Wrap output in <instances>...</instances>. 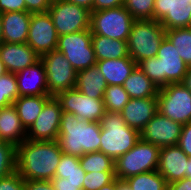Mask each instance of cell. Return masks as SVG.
<instances>
[{
    "label": "cell",
    "mask_w": 191,
    "mask_h": 190,
    "mask_svg": "<svg viewBox=\"0 0 191 190\" xmlns=\"http://www.w3.org/2000/svg\"><path fill=\"white\" fill-rule=\"evenodd\" d=\"M62 154L58 141L26 139L16 147V171L23 179L51 181Z\"/></svg>",
    "instance_id": "cell-1"
},
{
    "label": "cell",
    "mask_w": 191,
    "mask_h": 190,
    "mask_svg": "<svg viewBox=\"0 0 191 190\" xmlns=\"http://www.w3.org/2000/svg\"><path fill=\"white\" fill-rule=\"evenodd\" d=\"M101 127L99 122L79 119L76 115L62 112L58 142L64 154L77 157L100 151Z\"/></svg>",
    "instance_id": "cell-2"
},
{
    "label": "cell",
    "mask_w": 191,
    "mask_h": 190,
    "mask_svg": "<svg viewBox=\"0 0 191 190\" xmlns=\"http://www.w3.org/2000/svg\"><path fill=\"white\" fill-rule=\"evenodd\" d=\"M137 67L158 89L171 83H182L188 70L176 47L166 37L158 49L157 56L144 59Z\"/></svg>",
    "instance_id": "cell-3"
},
{
    "label": "cell",
    "mask_w": 191,
    "mask_h": 190,
    "mask_svg": "<svg viewBox=\"0 0 191 190\" xmlns=\"http://www.w3.org/2000/svg\"><path fill=\"white\" fill-rule=\"evenodd\" d=\"M101 127L100 152L116 161L134 147L140 133L126 125L121 113L106 111L99 121Z\"/></svg>",
    "instance_id": "cell-4"
},
{
    "label": "cell",
    "mask_w": 191,
    "mask_h": 190,
    "mask_svg": "<svg viewBox=\"0 0 191 190\" xmlns=\"http://www.w3.org/2000/svg\"><path fill=\"white\" fill-rule=\"evenodd\" d=\"M166 29L155 20H135L127 41L129 56L138 64L156 57Z\"/></svg>",
    "instance_id": "cell-5"
},
{
    "label": "cell",
    "mask_w": 191,
    "mask_h": 190,
    "mask_svg": "<svg viewBox=\"0 0 191 190\" xmlns=\"http://www.w3.org/2000/svg\"><path fill=\"white\" fill-rule=\"evenodd\" d=\"M159 152L160 147L140 138L133 148L115 161V178L125 180L140 173L157 170Z\"/></svg>",
    "instance_id": "cell-6"
},
{
    "label": "cell",
    "mask_w": 191,
    "mask_h": 190,
    "mask_svg": "<svg viewBox=\"0 0 191 190\" xmlns=\"http://www.w3.org/2000/svg\"><path fill=\"white\" fill-rule=\"evenodd\" d=\"M134 21L135 19L124 6L92 11L90 30L92 35L128 41Z\"/></svg>",
    "instance_id": "cell-7"
},
{
    "label": "cell",
    "mask_w": 191,
    "mask_h": 190,
    "mask_svg": "<svg viewBox=\"0 0 191 190\" xmlns=\"http://www.w3.org/2000/svg\"><path fill=\"white\" fill-rule=\"evenodd\" d=\"M56 50L66 57L77 72L97 63L91 30L59 36Z\"/></svg>",
    "instance_id": "cell-8"
},
{
    "label": "cell",
    "mask_w": 191,
    "mask_h": 190,
    "mask_svg": "<svg viewBox=\"0 0 191 190\" xmlns=\"http://www.w3.org/2000/svg\"><path fill=\"white\" fill-rule=\"evenodd\" d=\"M158 112L182 125L191 122V92L182 83H171L158 90Z\"/></svg>",
    "instance_id": "cell-9"
},
{
    "label": "cell",
    "mask_w": 191,
    "mask_h": 190,
    "mask_svg": "<svg viewBox=\"0 0 191 190\" xmlns=\"http://www.w3.org/2000/svg\"><path fill=\"white\" fill-rule=\"evenodd\" d=\"M58 36L90 30L91 11L65 0H52L48 10Z\"/></svg>",
    "instance_id": "cell-10"
},
{
    "label": "cell",
    "mask_w": 191,
    "mask_h": 190,
    "mask_svg": "<svg viewBox=\"0 0 191 190\" xmlns=\"http://www.w3.org/2000/svg\"><path fill=\"white\" fill-rule=\"evenodd\" d=\"M40 60L45 67L50 96H56L60 92L75 88L77 71L61 52L53 50L42 55Z\"/></svg>",
    "instance_id": "cell-11"
},
{
    "label": "cell",
    "mask_w": 191,
    "mask_h": 190,
    "mask_svg": "<svg viewBox=\"0 0 191 190\" xmlns=\"http://www.w3.org/2000/svg\"><path fill=\"white\" fill-rule=\"evenodd\" d=\"M62 112L76 115L79 119L99 122L106 112L103 99L89 98L76 88L58 93Z\"/></svg>",
    "instance_id": "cell-12"
},
{
    "label": "cell",
    "mask_w": 191,
    "mask_h": 190,
    "mask_svg": "<svg viewBox=\"0 0 191 190\" xmlns=\"http://www.w3.org/2000/svg\"><path fill=\"white\" fill-rule=\"evenodd\" d=\"M58 34L49 12L31 13L26 43L41 57L57 48Z\"/></svg>",
    "instance_id": "cell-13"
},
{
    "label": "cell",
    "mask_w": 191,
    "mask_h": 190,
    "mask_svg": "<svg viewBox=\"0 0 191 190\" xmlns=\"http://www.w3.org/2000/svg\"><path fill=\"white\" fill-rule=\"evenodd\" d=\"M62 109L60 102L52 96L44 105L38 118L27 130V139L33 141H57Z\"/></svg>",
    "instance_id": "cell-14"
},
{
    "label": "cell",
    "mask_w": 191,
    "mask_h": 190,
    "mask_svg": "<svg viewBox=\"0 0 191 190\" xmlns=\"http://www.w3.org/2000/svg\"><path fill=\"white\" fill-rule=\"evenodd\" d=\"M183 125L157 112L140 132V138L160 148L178 145Z\"/></svg>",
    "instance_id": "cell-15"
},
{
    "label": "cell",
    "mask_w": 191,
    "mask_h": 190,
    "mask_svg": "<svg viewBox=\"0 0 191 190\" xmlns=\"http://www.w3.org/2000/svg\"><path fill=\"white\" fill-rule=\"evenodd\" d=\"M153 20L166 30L191 26L189 0H154Z\"/></svg>",
    "instance_id": "cell-16"
},
{
    "label": "cell",
    "mask_w": 191,
    "mask_h": 190,
    "mask_svg": "<svg viewBox=\"0 0 191 190\" xmlns=\"http://www.w3.org/2000/svg\"><path fill=\"white\" fill-rule=\"evenodd\" d=\"M189 157L178 145L160 148L157 171L168 184L186 177Z\"/></svg>",
    "instance_id": "cell-17"
},
{
    "label": "cell",
    "mask_w": 191,
    "mask_h": 190,
    "mask_svg": "<svg viewBox=\"0 0 191 190\" xmlns=\"http://www.w3.org/2000/svg\"><path fill=\"white\" fill-rule=\"evenodd\" d=\"M0 59L7 72L18 73L26 67L34 65L40 56L27 43L0 44Z\"/></svg>",
    "instance_id": "cell-18"
},
{
    "label": "cell",
    "mask_w": 191,
    "mask_h": 190,
    "mask_svg": "<svg viewBox=\"0 0 191 190\" xmlns=\"http://www.w3.org/2000/svg\"><path fill=\"white\" fill-rule=\"evenodd\" d=\"M157 112V97H148L130 98L120 113L126 125L140 133Z\"/></svg>",
    "instance_id": "cell-19"
},
{
    "label": "cell",
    "mask_w": 191,
    "mask_h": 190,
    "mask_svg": "<svg viewBox=\"0 0 191 190\" xmlns=\"http://www.w3.org/2000/svg\"><path fill=\"white\" fill-rule=\"evenodd\" d=\"M19 96L49 95L44 64L41 60L15 74Z\"/></svg>",
    "instance_id": "cell-20"
},
{
    "label": "cell",
    "mask_w": 191,
    "mask_h": 190,
    "mask_svg": "<svg viewBox=\"0 0 191 190\" xmlns=\"http://www.w3.org/2000/svg\"><path fill=\"white\" fill-rule=\"evenodd\" d=\"M0 17L3 42L26 43L31 13L27 11H13L0 13Z\"/></svg>",
    "instance_id": "cell-21"
},
{
    "label": "cell",
    "mask_w": 191,
    "mask_h": 190,
    "mask_svg": "<svg viewBox=\"0 0 191 190\" xmlns=\"http://www.w3.org/2000/svg\"><path fill=\"white\" fill-rule=\"evenodd\" d=\"M26 139L27 131L13 104L2 108L0 112V141L11 143L17 147Z\"/></svg>",
    "instance_id": "cell-22"
},
{
    "label": "cell",
    "mask_w": 191,
    "mask_h": 190,
    "mask_svg": "<svg viewBox=\"0 0 191 190\" xmlns=\"http://www.w3.org/2000/svg\"><path fill=\"white\" fill-rule=\"evenodd\" d=\"M96 65L105 77L107 85L121 86L137 67V63L131 57L97 61Z\"/></svg>",
    "instance_id": "cell-23"
},
{
    "label": "cell",
    "mask_w": 191,
    "mask_h": 190,
    "mask_svg": "<svg viewBox=\"0 0 191 190\" xmlns=\"http://www.w3.org/2000/svg\"><path fill=\"white\" fill-rule=\"evenodd\" d=\"M75 88L94 99H103L107 83L97 65L77 72Z\"/></svg>",
    "instance_id": "cell-24"
},
{
    "label": "cell",
    "mask_w": 191,
    "mask_h": 190,
    "mask_svg": "<svg viewBox=\"0 0 191 190\" xmlns=\"http://www.w3.org/2000/svg\"><path fill=\"white\" fill-rule=\"evenodd\" d=\"M85 171L80 165V159L77 156L62 154L57 166L52 183L82 185L85 177Z\"/></svg>",
    "instance_id": "cell-25"
},
{
    "label": "cell",
    "mask_w": 191,
    "mask_h": 190,
    "mask_svg": "<svg viewBox=\"0 0 191 190\" xmlns=\"http://www.w3.org/2000/svg\"><path fill=\"white\" fill-rule=\"evenodd\" d=\"M50 95L19 96L13 103L21 123L27 131L43 110L45 103L51 98Z\"/></svg>",
    "instance_id": "cell-26"
},
{
    "label": "cell",
    "mask_w": 191,
    "mask_h": 190,
    "mask_svg": "<svg viewBox=\"0 0 191 190\" xmlns=\"http://www.w3.org/2000/svg\"><path fill=\"white\" fill-rule=\"evenodd\" d=\"M92 45L97 61L130 57L127 41L92 35Z\"/></svg>",
    "instance_id": "cell-27"
},
{
    "label": "cell",
    "mask_w": 191,
    "mask_h": 190,
    "mask_svg": "<svg viewBox=\"0 0 191 190\" xmlns=\"http://www.w3.org/2000/svg\"><path fill=\"white\" fill-rule=\"evenodd\" d=\"M122 86L129 97L135 99L157 97L159 90L138 67L128 76Z\"/></svg>",
    "instance_id": "cell-28"
},
{
    "label": "cell",
    "mask_w": 191,
    "mask_h": 190,
    "mask_svg": "<svg viewBox=\"0 0 191 190\" xmlns=\"http://www.w3.org/2000/svg\"><path fill=\"white\" fill-rule=\"evenodd\" d=\"M131 190H168V183L157 171L140 173L124 180Z\"/></svg>",
    "instance_id": "cell-29"
},
{
    "label": "cell",
    "mask_w": 191,
    "mask_h": 190,
    "mask_svg": "<svg viewBox=\"0 0 191 190\" xmlns=\"http://www.w3.org/2000/svg\"><path fill=\"white\" fill-rule=\"evenodd\" d=\"M166 38L176 47L186 65L191 67V26L166 30Z\"/></svg>",
    "instance_id": "cell-30"
},
{
    "label": "cell",
    "mask_w": 191,
    "mask_h": 190,
    "mask_svg": "<svg viewBox=\"0 0 191 190\" xmlns=\"http://www.w3.org/2000/svg\"><path fill=\"white\" fill-rule=\"evenodd\" d=\"M80 165L87 172H115V161L103 152L85 153L79 157Z\"/></svg>",
    "instance_id": "cell-31"
},
{
    "label": "cell",
    "mask_w": 191,
    "mask_h": 190,
    "mask_svg": "<svg viewBox=\"0 0 191 190\" xmlns=\"http://www.w3.org/2000/svg\"><path fill=\"white\" fill-rule=\"evenodd\" d=\"M130 97L121 85H107L103 103L108 112L120 113Z\"/></svg>",
    "instance_id": "cell-32"
},
{
    "label": "cell",
    "mask_w": 191,
    "mask_h": 190,
    "mask_svg": "<svg viewBox=\"0 0 191 190\" xmlns=\"http://www.w3.org/2000/svg\"><path fill=\"white\" fill-rule=\"evenodd\" d=\"M19 97L17 79L14 73L0 76V107L10 106Z\"/></svg>",
    "instance_id": "cell-33"
},
{
    "label": "cell",
    "mask_w": 191,
    "mask_h": 190,
    "mask_svg": "<svg viewBox=\"0 0 191 190\" xmlns=\"http://www.w3.org/2000/svg\"><path fill=\"white\" fill-rule=\"evenodd\" d=\"M123 6L135 20H153L154 0H124Z\"/></svg>",
    "instance_id": "cell-34"
},
{
    "label": "cell",
    "mask_w": 191,
    "mask_h": 190,
    "mask_svg": "<svg viewBox=\"0 0 191 190\" xmlns=\"http://www.w3.org/2000/svg\"><path fill=\"white\" fill-rule=\"evenodd\" d=\"M16 146L0 141V179L16 171Z\"/></svg>",
    "instance_id": "cell-35"
},
{
    "label": "cell",
    "mask_w": 191,
    "mask_h": 190,
    "mask_svg": "<svg viewBox=\"0 0 191 190\" xmlns=\"http://www.w3.org/2000/svg\"><path fill=\"white\" fill-rule=\"evenodd\" d=\"M115 179V172H87L82 184L83 190H98Z\"/></svg>",
    "instance_id": "cell-36"
},
{
    "label": "cell",
    "mask_w": 191,
    "mask_h": 190,
    "mask_svg": "<svg viewBox=\"0 0 191 190\" xmlns=\"http://www.w3.org/2000/svg\"><path fill=\"white\" fill-rule=\"evenodd\" d=\"M0 190H24V179L14 171L0 179Z\"/></svg>",
    "instance_id": "cell-37"
},
{
    "label": "cell",
    "mask_w": 191,
    "mask_h": 190,
    "mask_svg": "<svg viewBox=\"0 0 191 190\" xmlns=\"http://www.w3.org/2000/svg\"><path fill=\"white\" fill-rule=\"evenodd\" d=\"M178 146L188 157L191 158V122L183 125Z\"/></svg>",
    "instance_id": "cell-38"
},
{
    "label": "cell",
    "mask_w": 191,
    "mask_h": 190,
    "mask_svg": "<svg viewBox=\"0 0 191 190\" xmlns=\"http://www.w3.org/2000/svg\"><path fill=\"white\" fill-rule=\"evenodd\" d=\"M26 11L25 0H0V13Z\"/></svg>",
    "instance_id": "cell-39"
},
{
    "label": "cell",
    "mask_w": 191,
    "mask_h": 190,
    "mask_svg": "<svg viewBox=\"0 0 191 190\" xmlns=\"http://www.w3.org/2000/svg\"><path fill=\"white\" fill-rule=\"evenodd\" d=\"M52 0H25L26 11L30 13L47 12Z\"/></svg>",
    "instance_id": "cell-40"
},
{
    "label": "cell",
    "mask_w": 191,
    "mask_h": 190,
    "mask_svg": "<svg viewBox=\"0 0 191 190\" xmlns=\"http://www.w3.org/2000/svg\"><path fill=\"white\" fill-rule=\"evenodd\" d=\"M24 190H55L51 181L24 179Z\"/></svg>",
    "instance_id": "cell-41"
},
{
    "label": "cell",
    "mask_w": 191,
    "mask_h": 190,
    "mask_svg": "<svg viewBox=\"0 0 191 190\" xmlns=\"http://www.w3.org/2000/svg\"><path fill=\"white\" fill-rule=\"evenodd\" d=\"M124 5V0H94L93 11L117 8Z\"/></svg>",
    "instance_id": "cell-42"
},
{
    "label": "cell",
    "mask_w": 191,
    "mask_h": 190,
    "mask_svg": "<svg viewBox=\"0 0 191 190\" xmlns=\"http://www.w3.org/2000/svg\"><path fill=\"white\" fill-rule=\"evenodd\" d=\"M168 190H191V178L184 177L182 180L168 184Z\"/></svg>",
    "instance_id": "cell-43"
},
{
    "label": "cell",
    "mask_w": 191,
    "mask_h": 190,
    "mask_svg": "<svg viewBox=\"0 0 191 190\" xmlns=\"http://www.w3.org/2000/svg\"><path fill=\"white\" fill-rule=\"evenodd\" d=\"M65 1L85 7L86 9H88L91 12L93 11L94 0H65Z\"/></svg>",
    "instance_id": "cell-44"
},
{
    "label": "cell",
    "mask_w": 191,
    "mask_h": 190,
    "mask_svg": "<svg viewBox=\"0 0 191 190\" xmlns=\"http://www.w3.org/2000/svg\"><path fill=\"white\" fill-rule=\"evenodd\" d=\"M55 190H83L82 185H70V184H60L52 183Z\"/></svg>",
    "instance_id": "cell-45"
},
{
    "label": "cell",
    "mask_w": 191,
    "mask_h": 190,
    "mask_svg": "<svg viewBox=\"0 0 191 190\" xmlns=\"http://www.w3.org/2000/svg\"><path fill=\"white\" fill-rule=\"evenodd\" d=\"M182 84L191 92V67H188L187 73L184 76Z\"/></svg>",
    "instance_id": "cell-46"
},
{
    "label": "cell",
    "mask_w": 191,
    "mask_h": 190,
    "mask_svg": "<svg viewBox=\"0 0 191 190\" xmlns=\"http://www.w3.org/2000/svg\"><path fill=\"white\" fill-rule=\"evenodd\" d=\"M98 190H117V178H115L111 183H109L108 185H105L103 187H101Z\"/></svg>",
    "instance_id": "cell-47"
},
{
    "label": "cell",
    "mask_w": 191,
    "mask_h": 190,
    "mask_svg": "<svg viewBox=\"0 0 191 190\" xmlns=\"http://www.w3.org/2000/svg\"><path fill=\"white\" fill-rule=\"evenodd\" d=\"M117 190H131L124 180L117 179Z\"/></svg>",
    "instance_id": "cell-48"
},
{
    "label": "cell",
    "mask_w": 191,
    "mask_h": 190,
    "mask_svg": "<svg viewBox=\"0 0 191 190\" xmlns=\"http://www.w3.org/2000/svg\"><path fill=\"white\" fill-rule=\"evenodd\" d=\"M185 172H186V177L191 178V158L190 157L188 160V167L185 170Z\"/></svg>",
    "instance_id": "cell-49"
},
{
    "label": "cell",
    "mask_w": 191,
    "mask_h": 190,
    "mask_svg": "<svg viewBox=\"0 0 191 190\" xmlns=\"http://www.w3.org/2000/svg\"><path fill=\"white\" fill-rule=\"evenodd\" d=\"M7 73V70L2 62V60L0 59V76L4 75Z\"/></svg>",
    "instance_id": "cell-50"
},
{
    "label": "cell",
    "mask_w": 191,
    "mask_h": 190,
    "mask_svg": "<svg viewBox=\"0 0 191 190\" xmlns=\"http://www.w3.org/2000/svg\"><path fill=\"white\" fill-rule=\"evenodd\" d=\"M3 42L2 39V27H1V17H0V44Z\"/></svg>",
    "instance_id": "cell-51"
}]
</instances>
